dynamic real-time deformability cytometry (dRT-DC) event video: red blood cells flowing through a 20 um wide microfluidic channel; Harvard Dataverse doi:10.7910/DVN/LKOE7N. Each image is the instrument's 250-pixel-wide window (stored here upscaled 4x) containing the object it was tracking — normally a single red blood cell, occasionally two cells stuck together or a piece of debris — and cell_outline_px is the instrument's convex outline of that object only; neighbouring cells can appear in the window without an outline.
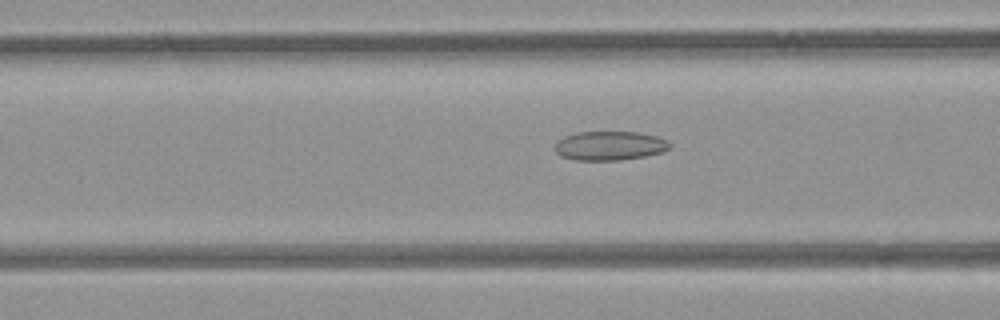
{"species": "common noctule bat (a hibernating species)", "species_latin": "Nyctalus noctula", "temperature_condition": "room temperature", "stored_images_in_passage": 13, "camera_frame_rate_fps": 3000, "um_per_image_px": 0.085, "animal": {"sex": "female", "body_mass_g": 21.9}, "frame": {"image": 1, "passage_image": 10, "time_ms": 3.0, "image_size_px": [1000, 320], "cell_outline_px": [[672, 144], [664, 152], [644, 156], [620, 160], [576, 160], [560, 156], [552, 148], [564, 136], [576, 132], [636, 132], [656, 136], [668, 140]], "centroid_in_image_um": [51.82, 12.39], "position_along_channel_um": 114.8, "area_um2": 19.54}}